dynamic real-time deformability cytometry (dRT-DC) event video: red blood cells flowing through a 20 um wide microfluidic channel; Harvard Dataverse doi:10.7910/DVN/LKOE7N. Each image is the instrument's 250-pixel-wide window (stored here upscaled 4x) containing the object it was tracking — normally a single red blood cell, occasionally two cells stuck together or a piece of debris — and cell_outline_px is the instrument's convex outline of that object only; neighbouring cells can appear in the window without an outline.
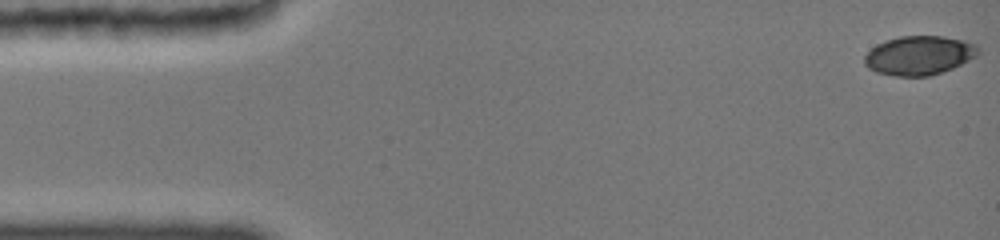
{"species": "common noctule bat (a hibernating species)", "species_latin": "Nyctalus noctula", "temperature_condition": "cold", "stored_images_in_passage": 48, "camera_frame_rate_fps": 3000, "um_per_image_px": 0.085, "animal": {"sex": "female", "body_mass_g": 19.0, "forearm_length_mm": 51.5}, "frame": {"image": 1, "passage_image": 1, "time_ms": 0.0, "image_size_px": [1000, 240], "cell_outline_px": [[980, 52], [976, 56], [952, 68], [928, 76], [896, 76], [876, 72], [868, 68], [864, 64], [864, 56], [876, 44], [900, 36], [944, 36], [964, 40], [976, 44], [980, 48]], "centroid_in_image_um": [78.13, 4.7], "position_along_channel_um": 6.9, "area_um2": 25.84}}
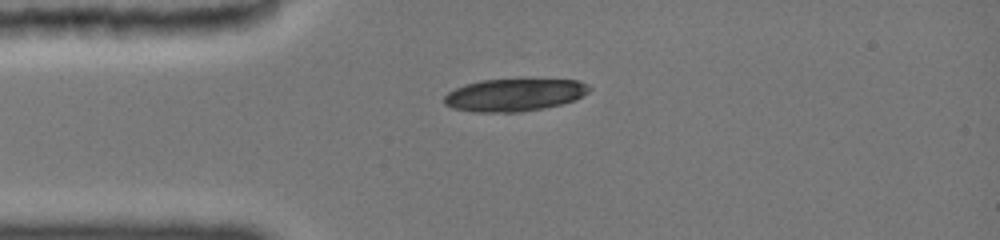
{"frame": {"image": 2, "passage_image": 14, "time_ms": 3.667, "image_size_px": [1000, 240], "cell_outline_px": [[592, 88], [588, 92], [576, 100], [560, 104], [540, 108], [516, 112], [480, 112], [456, 108], [444, 104], [444, 96], [448, 92], [464, 84], [480, 80], [520, 76], [580, 80], [588, 84]], "centroid_in_image_um": [43.79, 7.99], "position_along_channel_um": 41.2, "area_um2": 28.55}}